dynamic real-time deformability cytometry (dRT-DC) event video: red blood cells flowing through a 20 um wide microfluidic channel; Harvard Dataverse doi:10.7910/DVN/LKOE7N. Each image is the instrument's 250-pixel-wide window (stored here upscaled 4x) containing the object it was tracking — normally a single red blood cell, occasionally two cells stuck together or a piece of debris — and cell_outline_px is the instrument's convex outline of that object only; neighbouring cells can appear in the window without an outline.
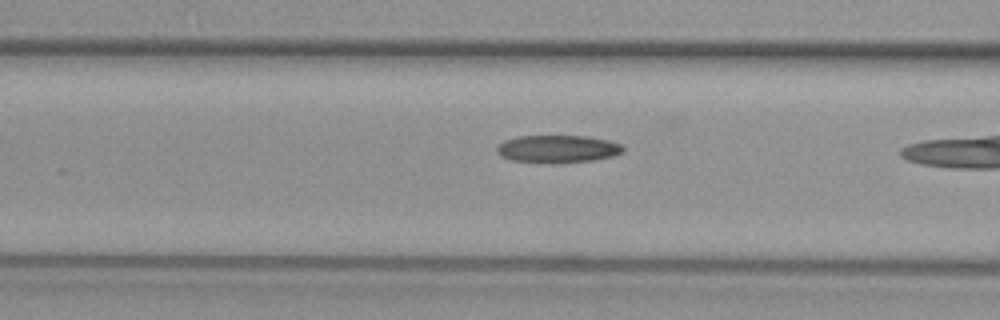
{"species": "common noctule bat (a hibernating species)", "species_latin": "Nyctalus noctula", "temperature_condition": "warm", "stored_images_in_passage": 5, "camera_frame_rate_fps": 3000, "um_per_image_px": 0.085, "animal": {"sex": "female", "body_mass_g": 29.2, "forearm_length_mm": 56.3}, "frame": {"image": 1, "passage_image": 4, "time_ms": 1.0, "image_size_px": [1000, 320], "cell_outline_px": [[624, 152], [612, 156], [592, 160], [556, 164], [552, 164], [512, 160], [500, 156], [496, 152], [496, 148], [504, 140], [520, 136], [588, 136], [608, 140], [620, 144], [624, 148]], "centroid_in_image_um": [47.39, 12.67], "position_along_channel_um": 119.2, "area_um2": 20.46}}